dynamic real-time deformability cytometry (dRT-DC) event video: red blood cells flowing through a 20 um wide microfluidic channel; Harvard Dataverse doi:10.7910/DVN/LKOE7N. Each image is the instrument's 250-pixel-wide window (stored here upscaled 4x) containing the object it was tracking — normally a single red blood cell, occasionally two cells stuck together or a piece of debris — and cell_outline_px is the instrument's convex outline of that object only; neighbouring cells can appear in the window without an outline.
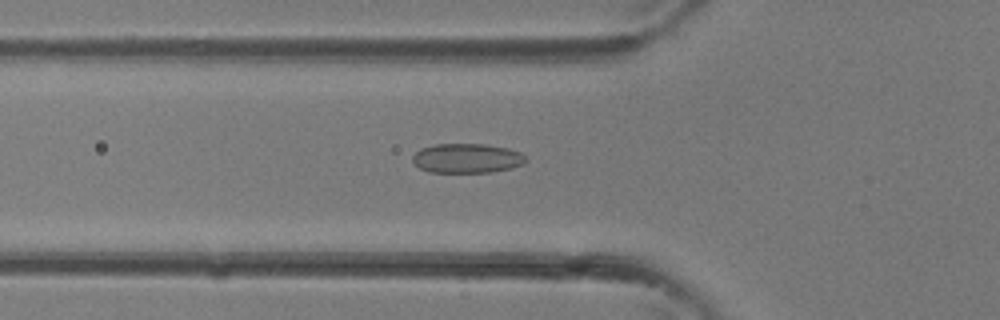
{"species": "common noctule bat (a hibernating species)", "species_latin": "Nyctalus noctula", "temperature_condition": "room temperature", "stored_images_in_passage": 37, "camera_frame_rate_fps": 3000, "um_per_image_px": 0.085, "animal": {"sex": "female"}, "frame": {"image": 1, "passage_image": 13, "time_ms": 4.0, "image_size_px": [1000, 320], "cell_outline_px": [[528, 160], [524, 164], [512, 168], [492, 172], [428, 172], [420, 168], [412, 160], [412, 156], [420, 148], [432, 144], [484, 144], [508, 148], [520, 152]], "centroid_in_image_um": [39.69, 13.45], "position_along_channel_um": 86.1, "area_um2": 19.59}}
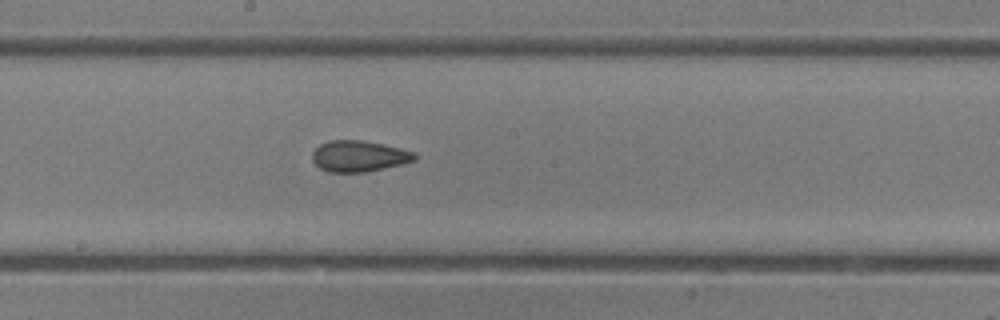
{"frame": {"image": 2, "passage_image": 20, "time_ms": 6.333, "image_size_px": [1000, 320], "cell_outline_px": [[416, 160], [368, 172], [328, 172], [320, 168], [312, 160], [312, 152], [320, 144], [328, 140], [360, 140], [384, 144], [416, 152]], "centroid_in_image_um": [30.5, 13.27], "position_along_channel_um": 217.7, "area_um2": 18.61}}
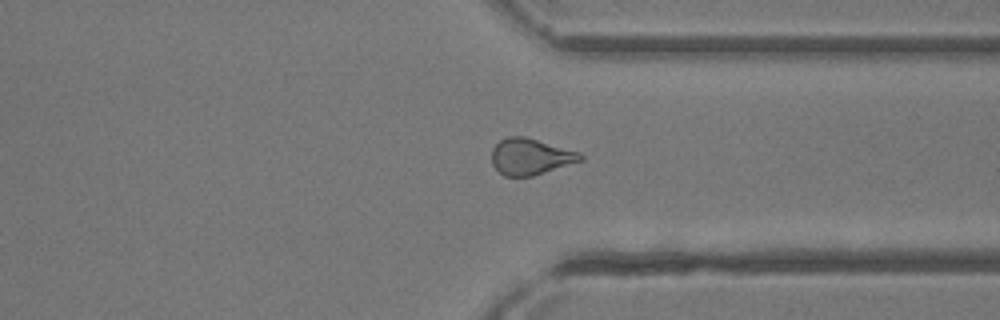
{"frame": {"image": 3, "passage_image": 28, "time_ms": 9.0, "image_size_px": [1000, 320], "cell_outline_px": [[584, 160], [532, 176], [504, 176], [492, 164], [492, 148], [500, 140], [508, 136], [524, 136], [580, 152], [584, 156]], "centroid_in_image_um": [45.1, 13.31], "position_along_channel_um": 366.3, "area_um2": 18.73}}